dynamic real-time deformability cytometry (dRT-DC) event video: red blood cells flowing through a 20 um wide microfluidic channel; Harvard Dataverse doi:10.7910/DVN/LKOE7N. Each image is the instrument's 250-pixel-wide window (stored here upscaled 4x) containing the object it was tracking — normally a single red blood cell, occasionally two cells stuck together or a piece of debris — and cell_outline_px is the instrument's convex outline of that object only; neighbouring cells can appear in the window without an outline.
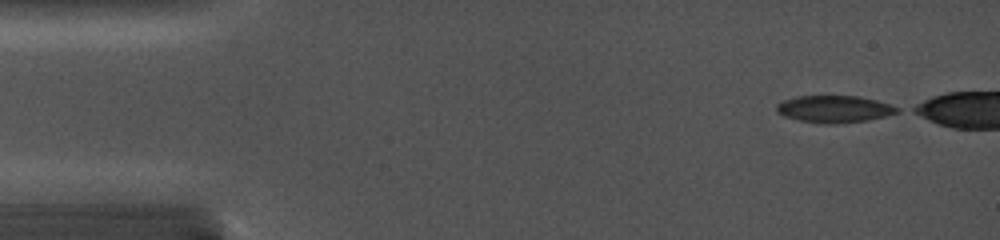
{"species": "common noctule bat (a hibernating species)", "species_latin": "Nyctalus noctula", "temperature_condition": "cold", "stored_images_in_passage": 19, "camera_frame_rate_fps": 5000, "um_per_image_px": 0.085, "animal": {"sex": "female", "body_mass_g": 19.0, "forearm_length_mm": 56.7}, "frame": {"image": 1, "passage_image": 1, "time_ms": 0.0, "image_size_px": [1000, 240], "cell_outline_px": [[900, 112], [868, 120], [836, 124], [820, 124], [800, 120], [784, 116], [776, 112], [776, 104], [784, 100], [796, 96], [860, 96], [876, 100], [900, 108]], "centroid_in_image_um": [70.9, 9.27], "position_along_channel_um": 14.1, "area_um2": 19.07}}